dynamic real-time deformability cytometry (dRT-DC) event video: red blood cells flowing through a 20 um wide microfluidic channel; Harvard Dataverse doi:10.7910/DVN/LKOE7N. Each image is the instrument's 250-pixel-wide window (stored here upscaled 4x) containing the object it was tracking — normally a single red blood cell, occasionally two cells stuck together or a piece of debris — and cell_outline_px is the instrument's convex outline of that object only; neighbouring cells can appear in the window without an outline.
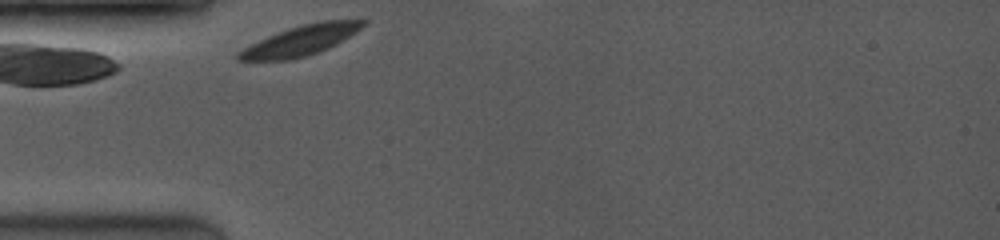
{"species": "common noctule bat (a hibernating species)", "species_latin": "Nyctalus noctula", "temperature_condition": "room temperature", "stored_images_in_passage": 19, "camera_frame_rate_fps": 3500, "um_per_image_px": 0.085, "animal": {"sex": "female", "body_mass_g": 19.0, "forearm_length_mm": 53.3}, "frame": {"image": 1, "passage_image": 1, "time_ms": 0.0, "image_size_px": [1000, 240], "cell_outline_px": [[368, 20], [356, 32], [336, 44], [320, 52], [308, 56], [292, 60], [236, 60], [232, 56], [236, 52], [268, 36], [288, 28], [300, 24], [320, 20]], "centroid_in_image_um": [25.52, 3.45], "position_along_channel_um": 59.5, "area_um2": 21.91}}
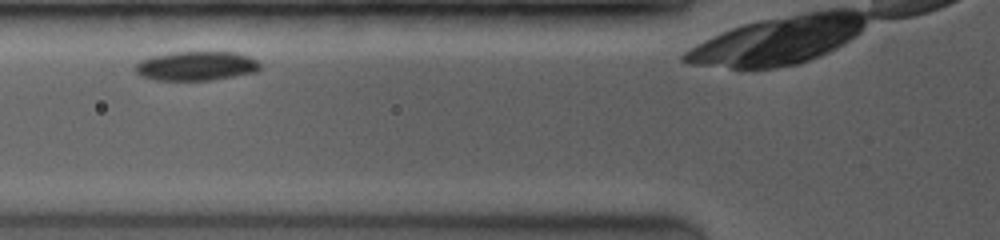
{"frame": {"image": 2, "passage_image": 4, "time_ms": 1.429, "image_size_px": [1000, 240], "cell_outline_px": [[260, 68], [256, 72], [212, 80], [156, 80], [140, 76], [136, 72], [136, 64], [140, 60], [152, 56], [172, 52], [232, 52], [248, 56], [256, 60], [260, 64]], "centroid_in_image_um": [16.67, 5.61], "position_along_channel_um": 109.1, "area_um2": 21.15}}